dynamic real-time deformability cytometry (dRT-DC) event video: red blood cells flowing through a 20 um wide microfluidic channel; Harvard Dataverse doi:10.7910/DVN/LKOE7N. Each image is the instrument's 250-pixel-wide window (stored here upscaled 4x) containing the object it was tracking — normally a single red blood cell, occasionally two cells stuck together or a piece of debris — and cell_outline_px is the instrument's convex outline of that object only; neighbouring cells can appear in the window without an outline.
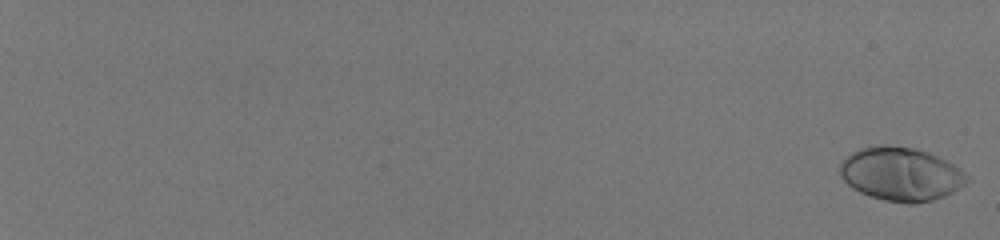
{"species": "human", "species_latin": "Homo sapiens", "temperature_condition": "room temperature", "stored_images_in_passage": 57, "camera_frame_rate_fps": 3000, "um_per_image_px": 0.085, "donor": {"sex": "male"}, "frame": {"image": 1, "passage_image": 1, "time_ms": 0.0, "image_size_px": [1000, 240], "cell_outline_px": [[968, 180], [960, 188], [944, 196], [932, 200], [916, 204], [908, 204], [884, 200], [860, 192], [852, 188], [840, 176], [840, 160], [852, 152], [860, 148], [880, 144], [888, 144], [912, 148], [928, 152], [960, 168], [968, 176]], "centroid_in_image_um": [76.55, 14.79], "position_along_channel_um": 8.5, "area_um2": 39.71}}
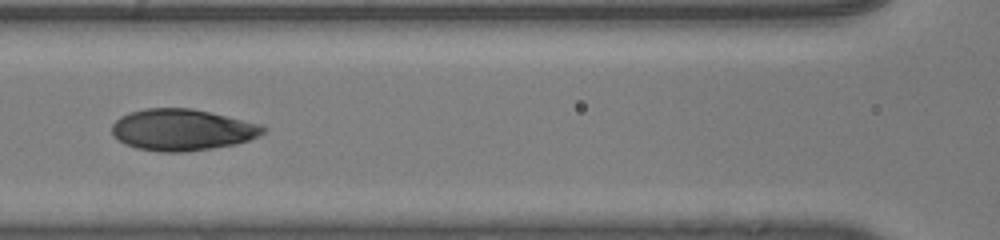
{"frame": {"image": 2, "passage_image": 33, "time_ms": 10.667, "image_size_px": [1000, 240], "cell_outline_px": [[268, 128], [264, 132], [248, 140], [236, 144], [212, 148], [184, 152], [160, 152], [136, 148], [124, 144], [112, 136], [112, 124], [120, 116], [128, 112], [144, 108], [192, 108], [264, 124]], "centroid_in_image_um": [15.47, 11.03], "position_along_channel_um": 151.1, "area_um2": 36.93}}
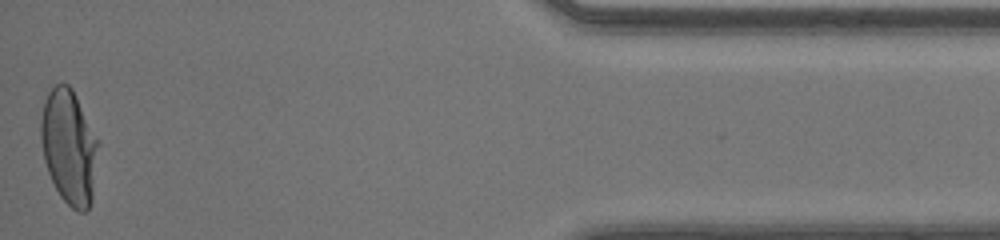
{"frame": {"image": 3, "passage_image": 57, "time_ms": 18.667, "image_size_px": [1000, 240], "cell_outline_px": [[100, 144], [92, 200], [88, 208], [84, 212], [76, 212], [60, 196], [48, 172], [44, 160], [40, 140], [40, 120], [44, 104], [48, 92], [56, 84], [68, 84], [72, 88], [100, 140]], "centroid_in_image_um": [5.9, 12.49], "position_along_channel_um": 429.3, "area_um2": 38.84}, "authors_computed_cell_mechanics": {"area_um2": 37.0498, "velocity_mm_per_s": 4.1218, "shape_relaxation_time_tau1_ms": 6.666, "shape_relaxation_time_tau2_ms": null, "deformation_change_tau1": 0.2684, "deformation_change_tau2": null}}